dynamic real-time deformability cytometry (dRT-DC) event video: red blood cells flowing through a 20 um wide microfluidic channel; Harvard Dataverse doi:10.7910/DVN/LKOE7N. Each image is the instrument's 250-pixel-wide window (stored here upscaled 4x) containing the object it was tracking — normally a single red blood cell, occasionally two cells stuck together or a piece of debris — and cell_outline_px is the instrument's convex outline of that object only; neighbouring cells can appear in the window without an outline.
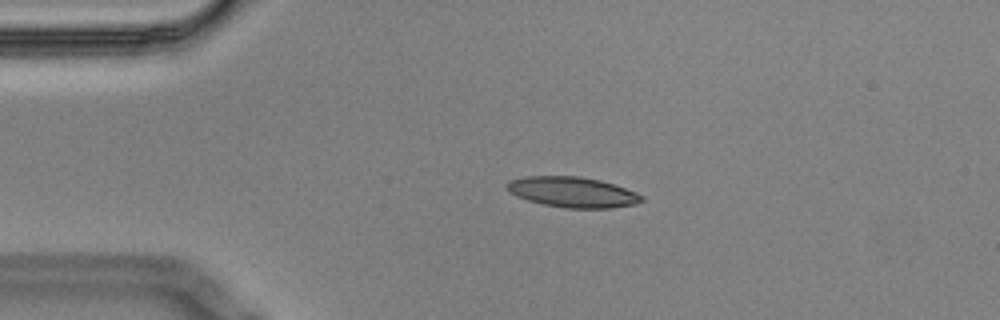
{"species": "Egyptian fruit bat (a non-hibernating species)", "species_latin": "Rousettus aegyptiacus", "temperature_condition": "cold", "stored_images_in_passage": 3, "camera_frame_rate_fps": 3000, "um_per_image_px": 0.085, "animal": {"sex": "male"}, "frame": {"image": 1, "passage_image": 2, "time_ms": 0.333, "image_size_px": [1000, 320], "cell_outline_px": [[644, 200], [632, 204], [612, 208], [564, 208], [544, 204], [528, 200], [516, 196], [508, 192], [504, 188], [504, 184], [508, 180], [524, 176], [580, 176], [600, 180], [636, 192], [644, 196]], "centroid_in_image_um": [48.59, 16.32], "position_along_channel_um": 36.4, "area_um2": 24.04}}